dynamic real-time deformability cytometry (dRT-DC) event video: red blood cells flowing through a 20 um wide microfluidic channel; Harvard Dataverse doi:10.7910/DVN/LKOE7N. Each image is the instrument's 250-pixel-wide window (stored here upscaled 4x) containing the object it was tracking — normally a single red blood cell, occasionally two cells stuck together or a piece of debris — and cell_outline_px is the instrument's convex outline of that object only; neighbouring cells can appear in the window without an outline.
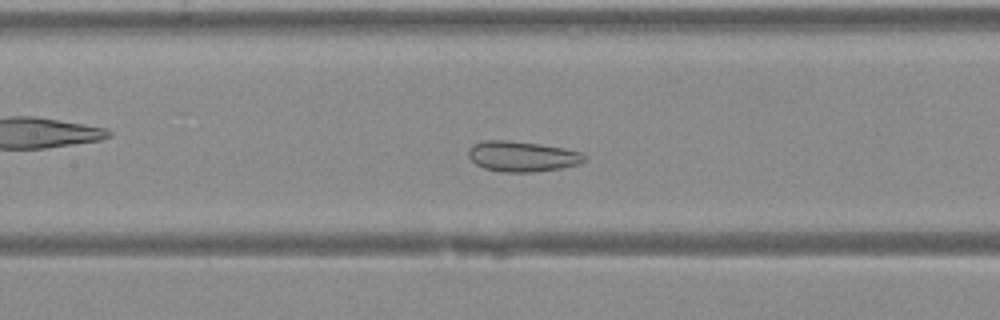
{"species": "Egyptian fruit bat (a non-hibernating species)", "species_latin": "Rousettus aegyptiacus", "temperature_condition": "warm", "stored_images_in_passage": 40, "camera_frame_rate_fps": 3000, "um_per_image_px": 0.085, "animal": {"sex": "female"}, "frame": {"image": 1, "passage_image": 18, "time_ms": 5.667, "image_size_px": [1000, 320], "cell_outline_px": [[588, 156], [584, 160], [576, 164], [560, 168], [532, 172], [500, 172], [484, 168], [476, 164], [468, 156], [468, 148], [472, 144], [484, 140], [508, 140], [540, 144], [564, 148], [580, 152]], "centroid_in_image_um": [44.34, 13.28], "position_along_channel_um": 163.1, "area_um2": 20.58}}
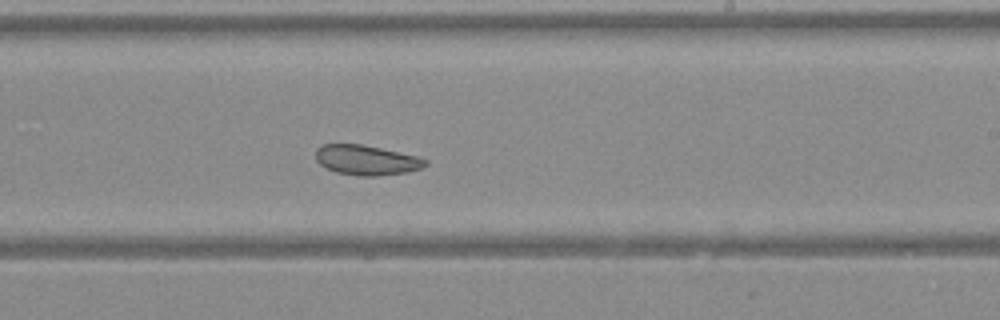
{"frame": {"image": 2, "passage_image": 24, "time_ms": 7.667, "image_size_px": [1000, 320], "cell_outline_px": [[428, 164], [420, 168], [404, 172], [376, 176], [360, 176], [336, 172], [320, 164], [316, 160], [316, 148], [320, 144], [364, 144], [416, 156], [428, 160]], "centroid_in_image_um": [31.12, 13.59], "position_along_channel_um": 257.9, "area_um2": 19.02}}
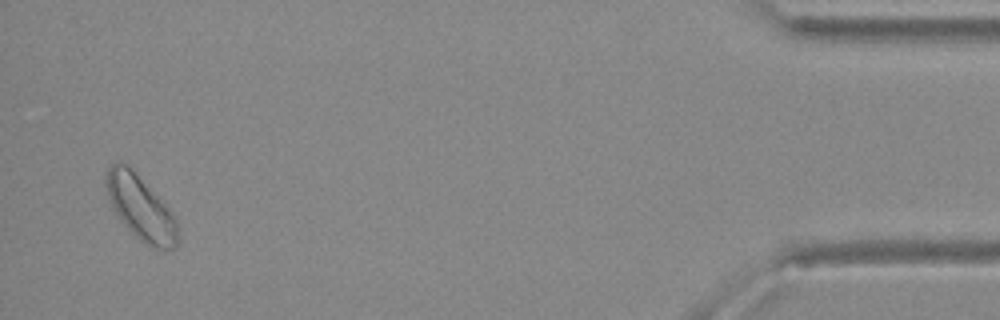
{"frame": {"image": 3, "passage_image": 39, "time_ms": 12.667, "image_size_px": [1000, 320], "cell_outline_px": [[176, 248], [164, 252], [152, 248], [140, 240], [124, 224], [112, 208], [108, 196], [108, 168], [112, 164], [120, 160], [128, 164], [132, 168], [172, 212], [176, 220]], "centroid_in_image_um": [11.97, 17.69], "position_along_channel_um": 423.2, "area_um2": 26.41}}